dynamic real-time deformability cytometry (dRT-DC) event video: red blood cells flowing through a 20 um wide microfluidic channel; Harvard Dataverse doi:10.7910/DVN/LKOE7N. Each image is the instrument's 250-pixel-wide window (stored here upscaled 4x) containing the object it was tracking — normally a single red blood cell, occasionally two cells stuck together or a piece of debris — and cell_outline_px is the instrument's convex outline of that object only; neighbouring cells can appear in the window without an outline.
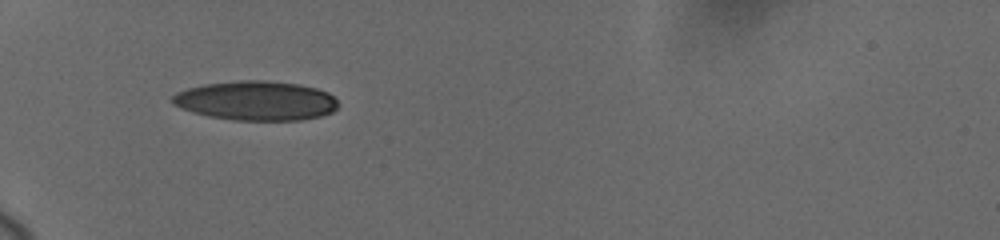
{"species": "human", "species_latin": "Homo sapiens", "temperature_condition": "cold", "stored_images_in_passage": 19, "camera_frame_rate_fps": 3000, "um_per_image_px": 0.085, "donor": {"sex": "female"}, "frame": {"image": 1, "passage_image": 1, "time_ms": 0.0, "image_size_px": [1000, 240], "cell_outline_px": [[336, 108], [332, 112], [320, 116], [300, 120], [232, 120], [208, 116], [192, 112], [180, 108], [172, 104], [172, 96], [176, 92], [188, 88], [204, 84], [240, 80], [264, 80], [300, 84], [316, 88], [328, 92], [336, 100]], "centroid_in_image_um": [21.73, 8.56], "position_along_channel_um": 63.3, "area_um2": 38.09}}
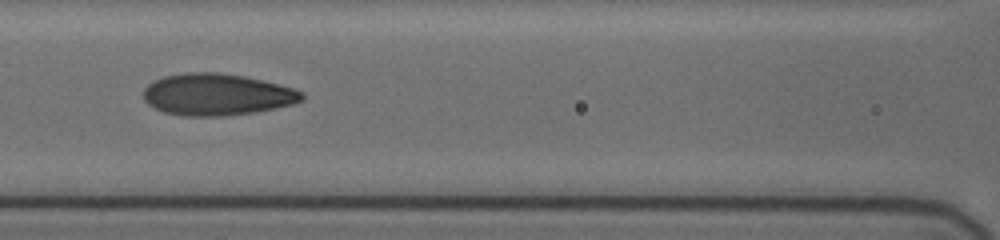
{"frame": {"image": 2, "passage_image": 14, "time_ms": 2.667, "image_size_px": [1000, 240], "cell_outline_px": [[304, 100], [292, 104], [256, 112], [224, 116], [184, 116], [164, 112], [148, 104], [144, 100], [144, 88], [148, 84], [164, 76], [188, 72], [220, 72], [244, 76], [280, 84], [292, 88], [300, 92], [304, 96]], "centroid_in_image_um": [18.43, 8.03], "position_along_channel_um": 148.2, "area_um2": 38.49}}
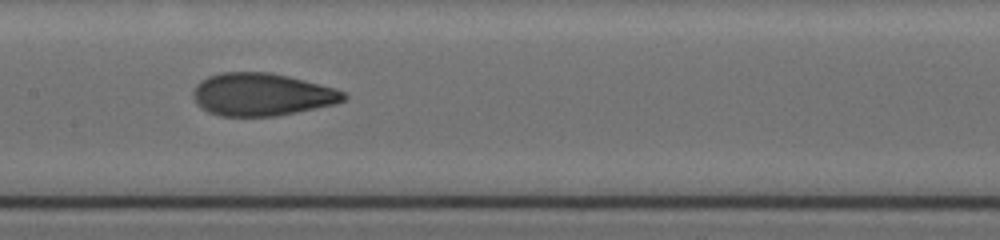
{"frame": {"image": 3, "passage_image": 18, "time_ms": 3.667, "image_size_px": [1000, 240], "cell_outline_px": [[348, 96], [344, 100], [336, 104], [276, 116], [220, 116], [208, 112], [196, 100], [196, 84], [200, 80], [208, 76], [220, 72], [268, 72], [288, 76], [332, 88], [344, 92]], "centroid_in_image_um": [22.27, 8.03], "position_along_channel_um": 185.1, "area_um2": 36.88}}